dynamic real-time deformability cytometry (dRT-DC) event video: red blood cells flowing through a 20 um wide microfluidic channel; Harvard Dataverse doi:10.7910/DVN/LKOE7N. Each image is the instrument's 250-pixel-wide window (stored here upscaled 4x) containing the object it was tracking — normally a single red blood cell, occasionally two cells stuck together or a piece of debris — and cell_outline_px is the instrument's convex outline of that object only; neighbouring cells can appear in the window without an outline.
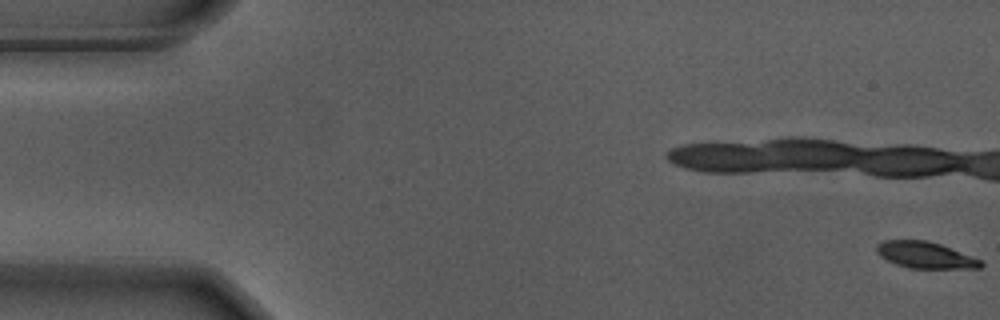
{"species": "Egyptian fruit bat (a non-hibernating species)", "species_latin": "Rousettus aegyptiacus", "temperature_condition": "warm", "stored_images_in_passage": 16, "camera_frame_rate_fps": 3000, "um_per_image_px": 0.085, "animal": {"sex": "male"}, "frame": {"image": 1, "passage_image": 1, "time_ms": 0.0, "image_size_px": [1000, 320], "cell_outline_px": [[984, 264], [980, 268], [908, 268], [896, 264], [880, 256], [876, 252], [876, 244], [884, 240], [928, 240], [940, 244], [980, 260]], "centroid_in_image_um": [78.6, 21.67], "position_along_channel_um": 6.4, "area_um2": 15.9}}